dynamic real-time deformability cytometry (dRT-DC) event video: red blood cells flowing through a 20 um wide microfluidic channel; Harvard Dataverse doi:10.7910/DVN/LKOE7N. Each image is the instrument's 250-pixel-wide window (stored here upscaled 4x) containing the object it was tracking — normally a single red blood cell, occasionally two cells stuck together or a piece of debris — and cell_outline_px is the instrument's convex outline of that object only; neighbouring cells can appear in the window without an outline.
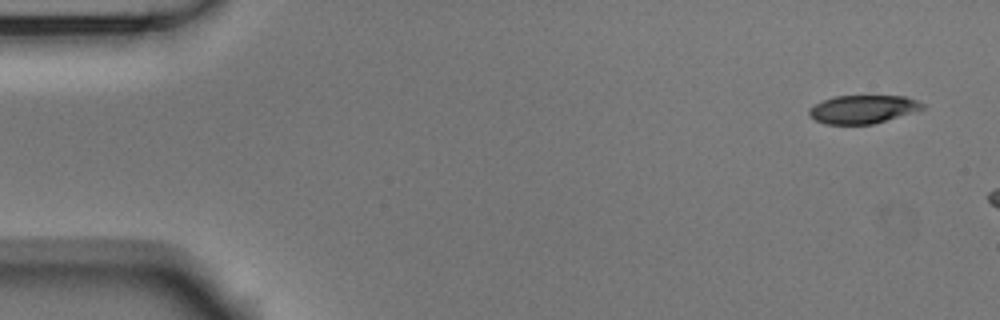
{"species": "Egyptian fruit bat (a non-hibernating species)", "species_latin": "Rousettus aegyptiacus", "temperature_condition": "room temperature", "stored_images_in_passage": 3, "camera_frame_rate_fps": 3000, "um_per_image_px": 0.085, "animal": {"sex": "male"}, "frame": {"image": 1, "passage_image": 1, "time_ms": 0.0, "image_size_px": [1000, 320], "cell_outline_px": [[924, 108], [912, 112], [872, 124], [824, 124], [808, 116], [808, 108], [820, 100], [832, 96], [904, 96], [916, 100], [924, 104]], "centroid_in_image_um": [73.25, 9.28], "position_along_channel_um": 11.7, "area_um2": 18.67}}